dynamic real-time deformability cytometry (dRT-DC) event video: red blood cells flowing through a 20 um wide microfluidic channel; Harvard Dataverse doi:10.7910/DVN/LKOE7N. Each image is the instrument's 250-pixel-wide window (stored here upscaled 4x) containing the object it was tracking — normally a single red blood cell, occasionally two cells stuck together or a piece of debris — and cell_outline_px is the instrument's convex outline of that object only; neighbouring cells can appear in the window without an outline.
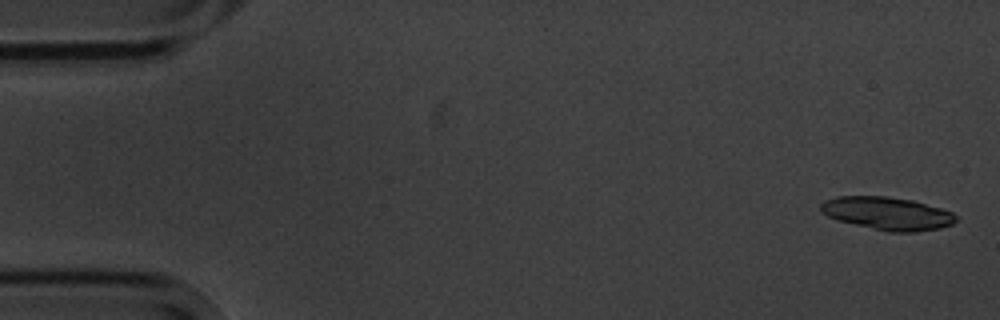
{"species": "common noctule bat (a hibernating species)", "species_latin": "Nyctalus noctula", "temperature_condition": "cold", "stored_images_in_passage": 6, "camera_frame_rate_fps": 3000, "um_per_image_px": 0.085, "animal": {"sex": "male", "body_mass_g": 20.1, "forearm_length_mm": 53.5}, "frame": {"image": 1, "passage_image": 1, "time_ms": 0.0, "image_size_px": [1000, 320], "cell_outline_px": [[956, 220], [952, 224], [940, 228], [916, 232], [888, 232], [836, 220], [820, 212], [820, 204], [824, 200], [840, 196], [888, 196], [912, 200], [940, 208], [952, 212], [956, 216]], "centroid_in_image_um": [75.4, 18.14], "position_along_channel_um": 9.6, "area_um2": 26.01}}